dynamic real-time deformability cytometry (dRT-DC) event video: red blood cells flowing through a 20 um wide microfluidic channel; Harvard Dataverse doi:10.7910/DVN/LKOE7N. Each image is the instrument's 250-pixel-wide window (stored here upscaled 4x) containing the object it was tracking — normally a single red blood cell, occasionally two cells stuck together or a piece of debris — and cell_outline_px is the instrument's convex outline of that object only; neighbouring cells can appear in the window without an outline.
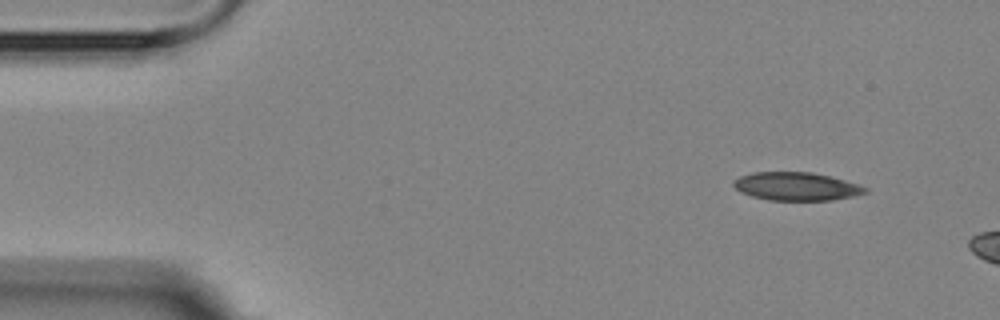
{"species": "Egyptian fruit bat (a non-hibernating species)", "species_latin": "Rousettus aegyptiacus", "temperature_condition": "room temperature", "stored_images_in_passage": 3, "camera_frame_rate_fps": 3000, "um_per_image_px": 0.085, "animal": {"sex": "female"}, "frame": {"image": 1, "passage_image": 3, "time_ms": 3.333, "image_size_px": [1000, 320], "cell_outline_px": [[868, 192], [852, 196], [832, 200], [768, 200], [752, 196], [740, 192], [732, 184], [732, 180], [740, 176], [752, 172], [812, 172], [844, 180], [868, 188]], "centroid_in_image_um": [67.64, 15.84], "position_along_channel_um": 17.4, "area_um2": 21.56}}